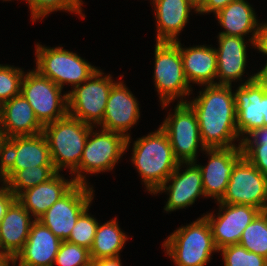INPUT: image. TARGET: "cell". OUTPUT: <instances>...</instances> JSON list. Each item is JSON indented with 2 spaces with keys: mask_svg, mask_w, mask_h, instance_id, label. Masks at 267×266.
Listing matches in <instances>:
<instances>
[{
  "mask_svg": "<svg viewBox=\"0 0 267 266\" xmlns=\"http://www.w3.org/2000/svg\"><path fill=\"white\" fill-rule=\"evenodd\" d=\"M232 85H205L199 95L186 103L196 114L200 136L206 149L230 148L240 141Z\"/></svg>",
  "mask_w": 267,
  "mask_h": 266,
  "instance_id": "1",
  "label": "cell"
},
{
  "mask_svg": "<svg viewBox=\"0 0 267 266\" xmlns=\"http://www.w3.org/2000/svg\"><path fill=\"white\" fill-rule=\"evenodd\" d=\"M131 162L150 194L167 180L179 165L167 134L159 127L134 141Z\"/></svg>",
  "mask_w": 267,
  "mask_h": 266,
  "instance_id": "2",
  "label": "cell"
},
{
  "mask_svg": "<svg viewBox=\"0 0 267 266\" xmlns=\"http://www.w3.org/2000/svg\"><path fill=\"white\" fill-rule=\"evenodd\" d=\"M93 126L67 115L46 124L43 134L49 145L53 166L57 172L69 169L79 184V164L90 129Z\"/></svg>",
  "mask_w": 267,
  "mask_h": 266,
  "instance_id": "3",
  "label": "cell"
},
{
  "mask_svg": "<svg viewBox=\"0 0 267 266\" xmlns=\"http://www.w3.org/2000/svg\"><path fill=\"white\" fill-rule=\"evenodd\" d=\"M175 266H205L217 252L210 224L202 215L197 220L176 228L162 244Z\"/></svg>",
  "mask_w": 267,
  "mask_h": 266,
  "instance_id": "4",
  "label": "cell"
},
{
  "mask_svg": "<svg viewBox=\"0 0 267 266\" xmlns=\"http://www.w3.org/2000/svg\"><path fill=\"white\" fill-rule=\"evenodd\" d=\"M155 44L153 79L162 108L176 99L180 100L178 103H186V96L192 95L193 88L184 73L180 41Z\"/></svg>",
  "mask_w": 267,
  "mask_h": 266,
  "instance_id": "5",
  "label": "cell"
},
{
  "mask_svg": "<svg viewBox=\"0 0 267 266\" xmlns=\"http://www.w3.org/2000/svg\"><path fill=\"white\" fill-rule=\"evenodd\" d=\"M35 48V69L62 89L66 84L73 89L98 70V67L62 46L52 48L36 43Z\"/></svg>",
  "mask_w": 267,
  "mask_h": 266,
  "instance_id": "6",
  "label": "cell"
},
{
  "mask_svg": "<svg viewBox=\"0 0 267 266\" xmlns=\"http://www.w3.org/2000/svg\"><path fill=\"white\" fill-rule=\"evenodd\" d=\"M102 71L98 69L86 81L67 92L68 115L96 128L103 120L110 91L117 82Z\"/></svg>",
  "mask_w": 267,
  "mask_h": 266,
  "instance_id": "7",
  "label": "cell"
},
{
  "mask_svg": "<svg viewBox=\"0 0 267 266\" xmlns=\"http://www.w3.org/2000/svg\"><path fill=\"white\" fill-rule=\"evenodd\" d=\"M53 165L43 133L0 139V183H6L18 170Z\"/></svg>",
  "mask_w": 267,
  "mask_h": 266,
  "instance_id": "8",
  "label": "cell"
},
{
  "mask_svg": "<svg viewBox=\"0 0 267 266\" xmlns=\"http://www.w3.org/2000/svg\"><path fill=\"white\" fill-rule=\"evenodd\" d=\"M94 128L90 129L79 164V184L88 186L92 185L86 179L87 174L113 170L126 152L127 138L124 135L104 129L97 131Z\"/></svg>",
  "mask_w": 267,
  "mask_h": 266,
  "instance_id": "9",
  "label": "cell"
},
{
  "mask_svg": "<svg viewBox=\"0 0 267 266\" xmlns=\"http://www.w3.org/2000/svg\"><path fill=\"white\" fill-rule=\"evenodd\" d=\"M36 69L24 73L21 94L34 110L36 118L45 126L68 115L67 91Z\"/></svg>",
  "mask_w": 267,
  "mask_h": 266,
  "instance_id": "10",
  "label": "cell"
},
{
  "mask_svg": "<svg viewBox=\"0 0 267 266\" xmlns=\"http://www.w3.org/2000/svg\"><path fill=\"white\" fill-rule=\"evenodd\" d=\"M159 127L167 134L179 163L197 162V152L205 151L195 112L187 103H178ZM201 147V148H199Z\"/></svg>",
  "mask_w": 267,
  "mask_h": 266,
  "instance_id": "11",
  "label": "cell"
},
{
  "mask_svg": "<svg viewBox=\"0 0 267 266\" xmlns=\"http://www.w3.org/2000/svg\"><path fill=\"white\" fill-rule=\"evenodd\" d=\"M94 187L76 183L57 200L39 219L56 237L66 241L79 216L90 208L94 198Z\"/></svg>",
  "mask_w": 267,
  "mask_h": 266,
  "instance_id": "12",
  "label": "cell"
},
{
  "mask_svg": "<svg viewBox=\"0 0 267 266\" xmlns=\"http://www.w3.org/2000/svg\"><path fill=\"white\" fill-rule=\"evenodd\" d=\"M224 204H243L267 210V177L243 157L234 167L223 197Z\"/></svg>",
  "mask_w": 267,
  "mask_h": 266,
  "instance_id": "13",
  "label": "cell"
},
{
  "mask_svg": "<svg viewBox=\"0 0 267 266\" xmlns=\"http://www.w3.org/2000/svg\"><path fill=\"white\" fill-rule=\"evenodd\" d=\"M245 81V82H244ZM235 90L236 126L241 140L256 128L264 127L262 97L267 91V80L261 72L252 74Z\"/></svg>",
  "mask_w": 267,
  "mask_h": 266,
  "instance_id": "14",
  "label": "cell"
},
{
  "mask_svg": "<svg viewBox=\"0 0 267 266\" xmlns=\"http://www.w3.org/2000/svg\"><path fill=\"white\" fill-rule=\"evenodd\" d=\"M218 214L204 213L207 218L216 248L239 244L244 229L252 222L260 210L243 204H224L217 201ZM214 213V214H213Z\"/></svg>",
  "mask_w": 267,
  "mask_h": 266,
  "instance_id": "15",
  "label": "cell"
},
{
  "mask_svg": "<svg viewBox=\"0 0 267 266\" xmlns=\"http://www.w3.org/2000/svg\"><path fill=\"white\" fill-rule=\"evenodd\" d=\"M197 162L179 163L175 171L167 178L154 193L167 192L169 196L166 200L164 210L172 212L190 207L200 196L205 197L202 174ZM186 168L185 170L181 169ZM171 183V184H170Z\"/></svg>",
  "mask_w": 267,
  "mask_h": 266,
  "instance_id": "16",
  "label": "cell"
},
{
  "mask_svg": "<svg viewBox=\"0 0 267 266\" xmlns=\"http://www.w3.org/2000/svg\"><path fill=\"white\" fill-rule=\"evenodd\" d=\"M139 102L123 81L112 86L100 129L117 132L127 138L126 151L131 143L130 129L140 120Z\"/></svg>",
  "mask_w": 267,
  "mask_h": 266,
  "instance_id": "17",
  "label": "cell"
},
{
  "mask_svg": "<svg viewBox=\"0 0 267 266\" xmlns=\"http://www.w3.org/2000/svg\"><path fill=\"white\" fill-rule=\"evenodd\" d=\"M242 143L230 148L206 149L207 165L196 164L202 174V183L206 198L219 201L227 188L235 165L244 157Z\"/></svg>",
  "mask_w": 267,
  "mask_h": 266,
  "instance_id": "18",
  "label": "cell"
},
{
  "mask_svg": "<svg viewBox=\"0 0 267 266\" xmlns=\"http://www.w3.org/2000/svg\"><path fill=\"white\" fill-rule=\"evenodd\" d=\"M218 48H215L217 56V76L218 85H232L238 80L242 83L247 66V47L250 43L254 48L255 40L243 37L218 35ZM247 41V42H246Z\"/></svg>",
  "mask_w": 267,
  "mask_h": 266,
  "instance_id": "19",
  "label": "cell"
},
{
  "mask_svg": "<svg viewBox=\"0 0 267 266\" xmlns=\"http://www.w3.org/2000/svg\"><path fill=\"white\" fill-rule=\"evenodd\" d=\"M31 105L19 94L0 106V139L43 133Z\"/></svg>",
  "mask_w": 267,
  "mask_h": 266,
  "instance_id": "20",
  "label": "cell"
},
{
  "mask_svg": "<svg viewBox=\"0 0 267 266\" xmlns=\"http://www.w3.org/2000/svg\"><path fill=\"white\" fill-rule=\"evenodd\" d=\"M62 240L40 221L35 220L23 249L13 259L12 265L54 266ZM19 261V262H18Z\"/></svg>",
  "mask_w": 267,
  "mask_h": 266,
  "instance_id": "21",
  "label": "cell"
},
{
  "mask_svg": "<svg viewBox=\"0 0 267 266\" xmlns=\"http://www.w3.org/2000/svg\"><path fill=\"white\" fill-rule=\"evenodd\" d=\"M152 7L156 19V42L179 41V33L189 22L191 10L197 13L190 0H157Z\"/></svg>",
  "mask_w": 267,
  "mask_h": 266,
  "instance_id": "22",
  "label": "cell"
},
{
  "mask_svg": "<svg viewBox=\"0 0 267 266\" xmlns=\"http://www.w3.org/2000/svg\"><path fill=\"white\" fill-rule=\"evenodd\" d=\"M75 184L73 178L65 179L63 175L57 172L51 179L23 191L17 197V200L35 220H38Z\"/></svg>",
  "mask_w": 267,
  "mask_h": 266,
  "instance_id": "23",
  "label": "cell"
},
{
  "mask_svg": "<svg viewBox=\"0 0 267 266\" xmlns=\"http://www.w3.org/2000/svg\"><path fill=\"white\" fill-rule=\"evenodd\" d=\"M34 221L32 215L16 199L0 221V251L15 258L23 249Z\"/></svg>",
  "mask_w": 267,
  "mask_h": 266,
  "instance_id": "24",
  "label": "cell"
},
{
  "mask_svg": "<svg viewBox=\"0 0 267 266\" xmlns=\"http://www.w3.org/2000/svg\"><path fill=\"white\" fill-rule=\"evenodd\" d=\"M183 69L189 85H215L217 76V56L215 47L196 45L184 48L180 43ZM215 80V81H214Z\"/></svg>",
  "mask_w": 267,
  "mask_h": 266,
  "instance_id": "25",
  "label": "cell"
},
{
  "mask_svg": "<svg viewBox=\"0 0 267 266\" xmlns=\"http://www.w3.org/2000/svg\"><path fill=\"white\" fill-rule=\"evenodd\" d=\"M254 10L252 5L246 0L230 2L214 15L220 26L224 29L218 35L246 38L251 33V37L250 35L248 37L251 40H255L260 22Z\"/></svg>",
  "mask_w": 267,
  "mask_h": 266,
  "instance_id": "26",
  "label": "cell"
},
{
  "mask_svg": "<svg viewBox=\"0 0 267 266\" xmlns=\"http://www.w3.org/2000/svg\"><path fill=\"white\" fill-rule=\"evenodd\" d=\"M127 234L121 230L117 218L103 224L99 222L90 248L91 260L120 256L127 241Z\"/></svg>",
  "mask_w": 267,
  "mask_h": 266,
  "instance_id": "27",
  "label": "cell"
},
{
  "mask_svg": "<svg viewBox=\"0 0 267 266\" xmlns=\"http://www.w3.org/2000/svg\"><path fill=\"white\" fill-rule=\"evenodd\" d=\"M56 173L53 165L28 167L18 170L5 184L18 197L23 191L51 179Z\"/></svg>",
  "mask_w": 267,
  "mask_h": 266,
  "instance_id": "28",
  "label": "cell"
},
{
  "mask_svg": "<svg viewBox=\"0 0 267 266\" xmlns=\"http://www.w3.org/2000/svg\"><path fill=\"white\" fill-rule=\"evenodd\" d=\"M241 147L244 157L267 177V126L245 136Z\"/></svg>",
  "mask_w": 267,
  "mask_h": 266,
  "instance_id": "29",
  "label": "cell"
},
{
  "mask_svg": "<svg viewBox=\"0 0 267 266\" xmlns=\"http://www.w3.org/2000/svg\"><path fill=\"white\" fill-rule=\"evenodd\" d=\"M239 245L267 258V210L260 211L244 229Z\"/></svg>",
  "mask_w": 267,
  "mask_h": 266,
  "instance_id": "30",
  "label": "cell"
},
{
  "mask_svg": "<svg viewBox=\"0 0 267 266\" xmlns=\"http://www.w3.org/2000/svg\"><path fill=\"white\" fill-rule=\"evenodd\" d=\"M29 6L31 19L33 22L43 20L52 12L66 11L67 13H75L85 18L82 13L83 1L82 0H25Z\"/></svg>",
  "mask_w": 267,
  "mask_h": 266,
  "instance_id": "31",
  "label": "cell"
},
{
  "mask_svg": "<svg viewBox=\"0 0 267 266\" xmlns=\"http://www.w3.org/2000/svg\"><path fill=\"white\" fill-rule=\"evenodd\" d=\"M218 252H221L224 266H267V258L250 252L239 244L222 247Z\"/></svg>",
  "mask_w": 267,
  "mask_h": 266,
  "instance_id": "32",
  "label": "cell"
},
{
  "mask_svg": "<svg viewBox=\"0 0 267 266\" xmlns=\"http://www.w3.org/2000/svg\"><path fill=\"white\" fill-rule=\"evenodd\" d=\"M88 212L89 208L79 216L66 241L90 250L99 222Z\"/></svg>",
  "mask_w": 267,
  "mask_h": 266,
  "instance_id": "33",
  "label": "cell"
},
{
  "mask_svg": "<svg viewBox=\"0 0 267 266\" xmlns=\"http://www.w3.org/2000/svg\"><path fill=\"white\" fill-rule=\"evenodd\" d=\"M24 73L20 67L0 64V106L21 94Z\"/></svg>",
  "mask_w": 267,
  "mask_h": 266,
  "instance_id": "34",
  "label": "cell"
},
{
  "mask_svg": "<svg viewBox=\"0 0 267 266\" xmlns=\"http://www.w3.org/2000/svg\"><path fill=\"white\" fill-rule=\"evenodd\" d=\"M54 264L58 266H91L90 251L77 244L62 241Z\"/></svg>",
  "mask_w": 267,
  "mask_h": 266,
  "instance_id": "35",
  "label": "cell"
},
{
  "mask_svg": "<svg viewBox=\"0 0 267 266\" xmlns=\"http://www.w3.org/2000/svg\"><path fill=\"white\" fill-rule=\"evenodd\" d=\"M254 48L257 49L259 53L267 56V22L259 23L256 39L254 42ZM259 71L261 73L267 72V60L266 64Z\"/></svg>",
  "mask_w": 267,
  "mask_h": 266,
  "instance_id": "36",
  "label": "cell"
},
{
  "mask_svg": "<svg viewBox=\"0 0 267 266\" xmlns=\"http://www.w3.org/2000/svg\"><path fill=\"white\" fill-rule=\"evenodd\" d=\"M0 187V221L7 213L10 205L17 199V197L10 191L5 183H1Z\"/></svg>",
  "mask_w": 267,
  "mask_h": 266,
  "instance_id": "37",
  "label": "cell"
},
{
  "mask_svg": "<svg viewBox=\"0 0 267 266\" xmlns=\"http://www.w3.org/2000/svg\"><path fill=\"white\" fill-rule=\"evenodd\" d=\"M236 0H207L206 3L197 11L198 14H209L212 13L215 15L221 9L226 7L230 2Z\"/></svg>",
  "mask_w": 267,
  "mask_h": 266,
  "instance_id": "38",
  "label": "cell"
},
{
  "mask_svg": "<svg viewBox=\"0 0 267 266\" xmlns=\"http://www.w3.org/2000/svg\"><path fill=\"white\" fill-rule=\"evenodd\" d=\"M91 266H122V263L120 256H118L93 260Z\"/></svg>",
  "mask_w": 267,
  "mask_h": 266,
  "instance_id": "39",
  "label": "cell"
},
{
  "mask_svg": "<svg viewBox=\"0 0 267 266\" xmlns=\"http://www.w3.org/2000/svg\"><path fill=\"white\" fill-rule=\"evenodd\" d=\"M13 257L10 254L1 252L0 253V266H10L13 262Z\"/></svg>",
  "mask_w": 267,
  "mask_h": 266,
  "instance_id": "40",
  "label": "cell"
},
{
  "mask_svg": "<svg viewBox=\"0 0 267 266\" xmlns=\"http://www.w3.org/2000/svg\"><path fill=\"white\" fill-rule=\"evenodd\" d=\"M264 115V126H267V91L264 93L262 97V112Z\"/></svg>",
  "mask_w": 267,
  "mask_h": 266,
  "instance_id": "41",
  "label": "cell"
},
{
  "mask_svg": "<svg viewBox=\"0 0 267 266\" xmlns=\"http://www.w3.org/2000/svg\"><path fill=\"white\" fill-rule=\"evenodd\" d=\"M207 0H190L192 5L197 9V11L206 3Z\"/></svg>",
  "mask_w": 267,
  "mask_h": 266,
  "instance_id": "42",
  "label": "cell"
},
{
  "mask_svg": "<svg viewBox=\"0 0 267 266\" xmlns=\"http://www.w3.org/2000/svg\"><path fill=\"white\" fill-rule=\"evenodd\" d=\"M261 75L267 80V72H262Z\"/></svg>",
  "mask_w": 267,
  "mask_h": 266,
  "instance_id": "43",
  "label": "cell"
},
{
  "mask_svg": "<svg viewBox=\"0 0 267 266\" xmlns=\"http://www.w3.org/2000/svg\"><path fill=\"white\" fill-rule=\"evenodd\" d=\"M152 2H150L152 5L157 1V0H151Z\"/></svg>",
  "mask_w": 267,
  "mask_h": 266,
  "instance_id": "44",
  "label": "cell"
}]
</instances>
